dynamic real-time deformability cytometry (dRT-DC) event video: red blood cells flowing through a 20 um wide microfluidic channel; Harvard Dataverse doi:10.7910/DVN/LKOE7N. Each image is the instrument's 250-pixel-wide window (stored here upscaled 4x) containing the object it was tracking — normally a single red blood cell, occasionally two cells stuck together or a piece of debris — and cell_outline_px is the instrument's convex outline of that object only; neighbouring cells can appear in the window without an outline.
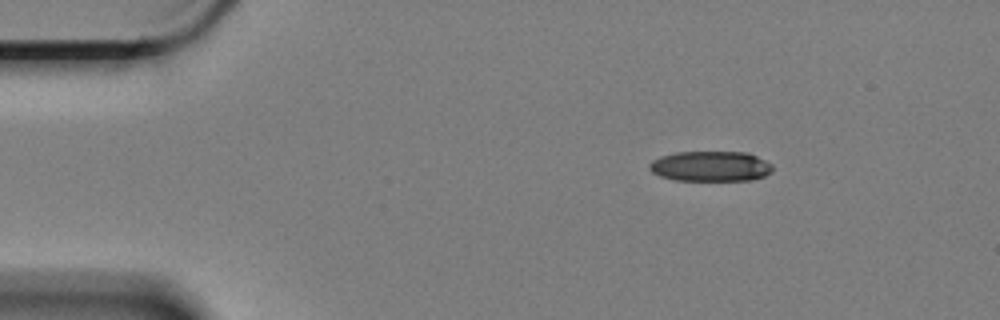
{"species": "Egyptian fruit bat (a non-hibernating species)", "species_latin": "Rousettus aegyptiacus", "temperature_condition": "cold", "stored_images_in_passage": 5, "camera_frame_rate_fps": 3000, "um_per_image_px": 0.085, "animal": {"sex": "female"}, "frame": {"image": 1, "passage_image": 1, "time_ms": 0.0, "image_size_px": [1000, 320], "cell_outline_px": [[772, 172], [764, 176], [752, 180], [676, 180], [660, 176], [652, 172], [648, 168], [648, 164], [652, 160], [660, 156], [676, 152], [748, 152], [772, 164]], "centroid_in_image_um": [60.38, 14.13], "position_along_channel_um": 24.6, "area_um2": 21.79}}
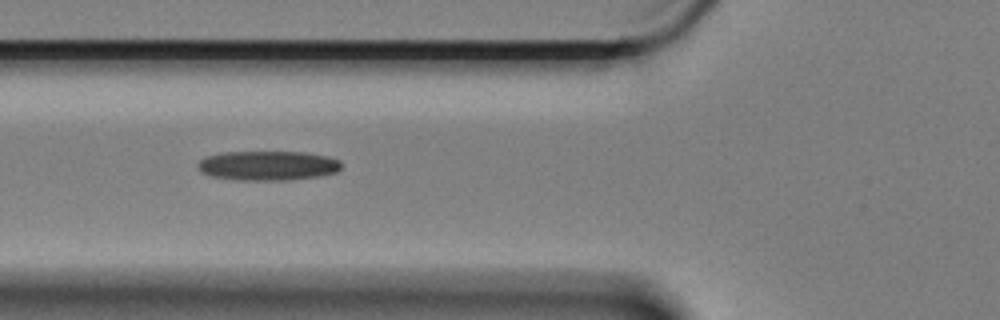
{"frame": {"image": 2, "passage_image": 4, "time_ms": 1.0, "image_size_px": [1000, 320], "cell_outline_px": [[340, 168], [336, 172], [320, 176], [288, 180], [236, 180], [212, 176], [200, 172], [196, 168], [196, 164], [204, 156], [224, 152], [304, 152], [328, 156], [340, 160]], "centroid_in_image_um": [22.72, 14.07], "position_along_channel_um": 103.1, "area_um2": 24.91}}
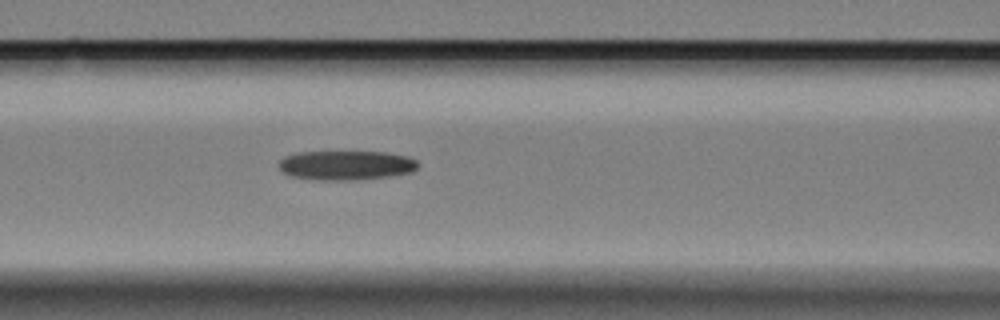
{"frame": {"image": 3, "passage_image": 5, "time_ms": 1.333, "image_size_px": [1000, 320], "cell_outline_px": [[420, 164], [412, 172], [388, 176], [352, 180], [324, 180], [292, 176], [284, 172], [280, 168], [280, 160], [284, 156], [296, 152], [388, 152], [408, 156], [416, 160]], "centroid_in_image_um": [29.45, 14.03], "position_along_channel_um": 137.1, "area_um2": 23.7}}